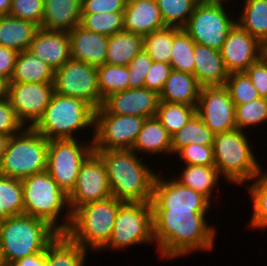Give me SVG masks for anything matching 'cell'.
Here are the masks:
<instances>
[{"mask_svg": "<svg viewBox=\"0 0 267 266\" xmlns=\"http://www.w3.org/2000/svg\"><path fill=\"white\" fill-rule=\"evenodd\" d=\"M262 169L254 176L247 189L253 206V214L250 219V227L254 229L267 228V171Z\"/></svg>", "mask_w": 267, "mask_h": 266, "instance_id": "35", "label": "cell"}, {"mask_svg": "<svg viewBox=\"0 0 267 266\" xmlns=\"http://www.w3.org/2000/svg\"><path fill=\"white\" fill-rule=\"evenodd\" d=\"M153 243L152 207L150 202H123L118 210L108 248L117 250L137 244Z\"/></svg>", "mask_w": 267, "mask_h": 266, "instance_id": "10", "label": "cell"}, {"mask_svg": "<svg viewBox=\"0 0 267 266\" xmlns=\"http://www.w3.org/2000/svg\"><path fill=\"white\" fill-rule=\"evenodd\" d=\"M24 214L22 181L0 175V220Z\"/></svg>", "mask_w": 267, "mask_h": 266, "instance_id": "34", "label": "cell"}, {"mask_svg": "<svg viewBox=\"0 0 267 266\" xmlns=\"http://www.w3.org/2000/svg\"><path fill=\"white\" fill-rule=\"evenodd\" d=\"M196 114L214 134L237 129L235 104L224 85L201 87Z\"/></svg>", "mask_w": 267, "mask_h": 266, "instance_id": "17", "label": "cell"}, {"mask_svg": "<svg viewBox=\"0 0 267 266\" xmlns=\"http://www.w3.org/2000/svg\"><path fill=\"white\" fill-rule=\"evenodd\" d=\"M95 109L87 102L54 93L42 118L33 127L48 140L76 139L75 132L93 130Z\"/></svg>", "mask_w": 267, "mask_h": 266, "instance_id": "4", "label": "cell"}, {"mask_svg": "<svg viewBox=\"0 0 267 266\" xmlns=\"http://www.w3.org/2000/svg\"><path fill=\"white\" fill-rule=\"evenodd\" d=\"M123 202L108 199L80 206L73 214L66 234L84 249L100 251L109 241Z\"/></svg>", "mask_w": 267, "mask_h": 266, "instance_id": "5", "label": "cell"}, {"mask_svg": "<svg viewBox=\"0 0 267 266\" xmlns=\"http://www.w3.org/2000/svg\"><path fill=\"white\" fill-rule=\"evenodd\" d=\"M40 28L70 32L81 21V0H44Z\"/></svg>", "mask_w": 267, "mask_h": 266, "instance_id": "24", "label": "cell"}, {"mask_svg": "<svg viewBox=\"0 0 267 266\" xmlns=\"http://www.w3.org/2000/svg\"><path fill=\"white\" fill-rule=\"evenodd\" d=\"M102 159L112 197L122 202H151L156 177L131 149L94 150Z\"/></svg>", "mask_w": 267, "mask_h": 266, "instance_id": "2", "label": "cell"}, {"mask_svg": "<svg viewBox=\"0 0 267 266\" xmlns=\"http://www.w3.org/2000/svg\"><path fill=\"white\" fill-rule=\"evenodd\" d=\"M176 154L185 165L215 166L213 145L190 144Z\"/></svg>", "mask_w": 267, "mask_h": 266, "instance_id": "45", "label": "cell"}, {"mask_svg": "<svg viewBox=\"0 0 267 266\" xmlns=\"http://www.w3.org/2000/svg\"><path fill=\"white\" fill-rule=\"evenodd\" d=\"M55 93L81 99L95 110L101 107L97 67L69 59L54 74Z\"/></svg>", "mask_w": 267, "mask_h": 266, "instance_id": "13", "label": "cell"}, {"mask_svg": "<svg viewBox=\"0 0 267 266\" xmlns=\"http://www.w3.org/2000/svg\"><path fill=\"white\" fill-rule=\"evenodd\" d=\"M200 89L194 75L172 70L159 94V101L197 106Z\"/></svg>", "mask_w": 267, "mask_h": 266, "instance_id": "25", "label": "cell"}, {"mask_svg": "<svg viewBox=\"0 0 267 266\" xmlns=\"http://www.w3.org/2000/svg\"><path fill=\"white\" fill-rule=\"evenodd\" d=\"M54 69L28 50L18 52L9 83L54 82Z\"/></svg>", "mask_w": 267, "mask_h": 266, "instance_id": "28", "label": "cell"}, {"mask_svg": "<svg viewBox=\"0 0 267 266\" xmlns=\"http://www.w3.org/2000/svg\"><path fill=\"white\" fill-rule=\"evenodd\" d=\"M195 114L196 106L159 101L156 118L173 135Z\"/></svg>", "mask_w": 267, "mask_h": 266, "instance_id": "39", "label": "cell"}, {"mask_svg": "<svg viewBox=\"0 0 267 266\" xmlns=\"http://www.w3.org/2000/svg\"><path fill=\"white\" fill-rule=\"evenodd\" d=\"M8 139H9V137L0 135V165L2 162L3 154L5 152Z\"/></svg>", "mask_w": 267, "mask_h": 266, "instance_id": "55", "label": "cell"}, {"mask_svg": "<svg viewBox=\"0 0 267 266\" xmlns=\"http://www.w3.org/2000/svg\"><path fill=\"white\" fill-rule=\"evenodd\" d=\"M17 55V51L0 45V75L8 81L13 74Z\"/></svg>", "mask_w": 267, "mask_h": 266, "instance_id": "51", "label": "cell"}, {"mask_svg": "<svg viewBox=\"0 0 267 266\" xmlns=\"http://www.w3.org/2000/svg\"><path fill=\"white\" fill-rule=\"evenodd\" d=\"M88 250L73 241L66 233H59L46 247V266H85Z\"/></svg>", "mask_w": 267, "mask_h": 266, "instance_id": "27", "label": "cell"}, {"mask_svg": "<svg viewBox=\"0 0 267 266\" xmlns=\"http://www.w3.org/2000/svg\"><path fill=\"white\" fill-rule=\"evenodd\" d=\"M261 57L267 61V39L261 43Z\"/></svg>", "mask_w": 267, "mask_h": 266, "instance_id": "57", "label": "cell"}, {"mask_svg": "<svg viewBox=\"0 0 267 266\" xmlns=\"http://www.w3.org/2000/svg\"><path fill=\"white\" fill-rule=\"evenodd\" d=\"M44 0H12L10 16L36 24L39 28L43 19Z\"/></svg>", "mask_w": 267, "mask_h": 266, "instance_id": "44", "label": "cell"}, {"mask_svg": "<svg viewBox=\"0 0 267 266\" xmlns=\"http://www.w3.org/2000/svg\"><path fill=\"white\" fill-rule=\"evenodd\" d=\"M25 127L20 122L11 106L9 99H0V135L10 137L22 131Z\"/></svg>", "mask_w": 267, "mask_h": 266, "instance_id": "47", "label": "cell"}, {"mask_svg": "<svg viewBox=\"0 0 267 266\" xmlns=\"http://www.w3.org/2000/svg\"><path fill=\"white\" fill-rule=\"evenodd\" d=\"M220 54L229 74L245 72L261 57V43L236 23L229 31Z\"/></svg>", "mask_w": 267, "mask_h": 266, "instance_id": "19", "label": "cell"}, {"mask_svg": "<svg viewBox=\"0 0 267 266\" xmlns=\"http://www.w3.org/2000/svg\"><path fill=\"white\" fill-rule=\"evenodd\" d=\"M215 167L232 184L249 183L262 169L252 151L245 130L234 129L214 135Z\"/></svg>", "mask_w": 267, "mask_h": 266, "instance_id": "6", "label": "cell"}, {"mask_svg": "<svg viewBox=\"0 0 267 266\" xmlns=\"http://www.w3.org/2000/svg\"><path fill=\"white\" fill-rule=\"evenodd\" d=\"M195 41L180 28L173 36L170 64L172 70L194 75V47Z\"/></svg>", "mask_w": 267, "mask_h": 266, "instance_id": "36", "label": "cell"}, {"mask_svg": "<svg viewBox=\"0 0 267 266\" xmlns=\"http://www.w3.org/2000/svg\"><path fill=\"white\" fill-rule=\"evenodd\" d=\"M167 27L184 28L197 4L196 0H156Z\"/></svg>", "mask_w": 267, "mask_h": 266, "instance_id": "41", "label": "cell"}, {"mask_svg": "<svg viewBox=\"0 0 267 266\" xmlns=\"http://www.w3.org/2000/svg\"><path fill=\"white\" fill-rule=\"evenodd\" d=\"M261 98L267 99V61L260 57L245 71Z\"/></svg>", "mask_w": 267, "mask_h": 266, "instance_id": "49", "label": "cell"}, {"mask_svg": "<svg viewBox=\"0 0 267 266\" xmlns=\"http://www.w3.org/2000/svg\"><path fill=\"white\" fill-rule=\"evenodd\" d=\"M224 86L235 106L260 98L258 91L245 72L230 73Z\"/></svg>", "mask_w": 267, "mask_h": 266, "instance_id": "43", "label": "cell"}, {"mask_svg": "<svg viewBox=\"0 0 267 266\" xmlns=\"http://www.w3.org/2000/svg\"><path fill=\"white\" fill-rule=\"evenodd\" d=\"M179 178L175 180L188 188L201 192L210 201L213 194L212 191L218 187L219 170L215 166L185 165Z\"/></svg>", "mask_w": 267, "mask_h": 266, "instance_id": "31", "label": "cell"}, {"mask_svg": "<svg viewBox=\"0 0 267 266\" xmlns=\"http://www.w3.org/2000/svg\"><path fill=\"white\" fill-rule=\"evenodd\" d=\"M243 3L236 23L262 43L267 39V0H245Z\"/></svg>", "mask_w": 267, "mask_h": 266, "instance_id": "32", "label": "cell"}, {"mask_svg": "<svg viewBox=\"0 0 267 266\" xmlns=\"http://www.w3.org/2000/svg\"><path fill=\"white\" fill-rule=\"evenodd\" d=\"M236 127L239 130L256 127L267 120V99L258 98L235 106Z\"/></svg>", "mask_w": 267, "mask_h": 266, "instance_id": "42", "label": "cell"}, {"mask_svg": "<svg viewBox=\"0 0 267 266\" xmlns=\"http://www.w3.org/2000/svg\"><path fill=\"white\" fill-rule=\"evenodd\" d=\"M198 3L201 4H211V5H224V3H228L229 0H196Z\"/></svg>", "mask_w": 267, "mask_h": 266, "instance_id": "56", "label": "cell"}, {"mask_svg": "<svg viewBox=\"0 0 267 266\" xmlns=\"http://www.w3.org/2000/svg\"><path fill=\"white\" fill-rule=\"evenodd\" d=\"M9 81L0 75V99L6 98L8 94Z\"/></svg>", "mask_w": 267, "mask_h": 266, "instance_id": "53", "label": "cell"}, {"mask_svg": "<svg viewBox=\"0 0 267 266\" xmlns=\"http://www.w3.org/2000/svg\"><path fill=\"white\" fill-rule=\"evenodd\" d=\"M21 181L24 214L44 220L58 233H64V222L57 221L64 207H69L68 195L59 188L47 171L30 175Z\"/></svg>", "mask_w": 267, "mask_h": 266, "instance_id": "8", "label": "cell"}, {"mask_svg": "<svg viewBox=\"0 0 267 266\" xmlns=\"http://www.w3.org/2000/svg\"><path fill=\"white\" fill-rule=\"evenodd\" d=\"M207 212L152 211L153 237L164 258H179L196 250L214 248L216 229L208 225Z\"/></svg>", "mask_w": 267, "mask_h": 266, "instance_id": "1", "label": "cell"}, {"mask_svg": "<svg viewBox=\"0 0 267 266\" xmlns=\"http://www.w3.org/2000/svg\"><path fill=\"white\" fill-rule=\"evenodd\" d=\"M93 152L92 140L83 143L77 139L49 140L46 171L69 195L76 185L82 164Z\"/></svg>", "mask_w": 267, "mask_h": 266, "instance_id": "9", "label": "cell"}, {"mask_svg": "<svg viewBox=\"0 0 267 266\" xmlns=\"http://www.w3.org/2000/svg\"><path fill=\"white\" fill-rule=\"evenodd\" d=\"M145 119L132 115L95 114L94 150L132 149Z\"/></svg>", "mask_w": 267, "mask_h": 266, "instance_id": "14", "label": "cell"}, {"mask_svg": "<svg viewBox=\"0 0 267 266\" xmlns=\"http://www.w3.org/2000/svg\"><path fill=\"white\" fill-rule=\"evenodd\" d=\"M172 135L155 117L146 118L131 150L136 154H172ZM139 151V152H138Z\"/></svg>", "mask_w": 267, "mask_h": 266, "instance_id": "26", "label": "cell"}, {"mask_svg": "<svg viewBox=\"0 0 267 266\" xmlns=\"http://www.w3.org/2000/svg\"><path fill=\"white\" fill-rule=\"evenodd\" d=\"M12 0H0V16L8 15Z\"/></svg>", "mask_w": 267, "mask_h": 266, "instance_id": "54", "label": "cell"}, {"mask_svg": "<svg viewBox=\"0 0 267 266\" xmlns=\"http://www.w3.org/2000/svg\"><path fill=\"white\" fill-rule=\"evenodd\" d=\"M4 263H6V262H5V259H4V256H3L2 245H1V242H0V265L4 264Z\"/></svg>", "mask_w": 267, "mask_h": 266, "instance_id": "58", "label": "cell"}, {"mask_svg": "<svg viewBox=\"0 0 267 266\" xmlns=\"http://www.w3.org/2000/svg\"><path fill=\"white\" fill-rule=\"evenodd\" d=\"M143 49V36L120 31L108 37L105 64L127 66Z\"/></svg>", "mask_w": 267, "mask_h": 266, "instance_id": "30", "label": "cell"}, {"mask_svg": "<svg viewBox=\"0 0 267 266\" xmlns=\"http://www.w3.org/2000/svg\"><path fill=\"white\" fill-rule=\"evenodd\" d=\"M152 59L142 49L127 65L129 71L128 89H140L145 87V77L152 66Z\"/></svg>", "mask_w": 267, "mask_h": 266, "instance_id": "46", "label": "cell"}, {"mask_svg": "<svg viewBox=\"0 0 267 266\" xmlns=\"http://www.w3.org/2000/svg\"><path fill=\"white\" fill-rule=\"evenodd\" d=\"M194 76L201 87L223 86L229 72L226 69L220 51L195 43Z\"/></svg>", "mask_w": 267, "mask_h": 266, "instance_id": "23", "label": "cell"}, {"mask_svg": "<svg viewBox=\"0 0 267 266\" xmlns=\"http://www.w3.org/2000/svg\"><path fill=\"white\" fill-rule=\"evenodd\" d=\"M39 27L10 15L0 16V45L17 52L28 50Z\"/></svg>", "mask_w": 267, "mask_h": 266, "instance_id": "29", "label": "cell"}, {"mask_svg": "<svg viewBox=\"0 0 267 266\" xmlns=\"http://www.w3.org/2000/svg\"><path fill=\"white\" fill-rule=\"evenodd\" d=\"M171 71V64L153 61L145 77V88L155 91L159 95Z\"/></svg>", "mask_w": 267, "mask_h": 266, "instance_id": "48", "label": "cell"}, {"mask_svg": "<svg viewBox=\"0 0 267 266\" xmlns=\"http://www.w3.org/2000/svg\"><path fill=\"white\" fill-rule=\"evenodd\" d=\"M124 12L81 13L80 25L91 32L111 36L124 29Z\"/></svg>", "mask_w": 267, "mask_h": 266, "instance_id": "40", "label": "cell"}, {"mask_svg": "<svg viewBox=\"0 0 267 266\" xmlns=\"http://www.w3.org/2000/svg\"><path fill=\"white\" fill-rule=\"evenodd\" d=\"M71 59L99 67L105 64L108 37L91 32L80 24L68 32Z\"/></svg>", "mask_w": 267, "mask_h": 266, "instance_id": "21", "label": "cell"}, {"mask_svg": "<svg viewBox=\"0 0 267 266\" xmlns=\"http://www.w3.org/2000/svg\"><path fill=\"white\" fill-rule=\"evenodd\" d=\"M152 211L208 212L210 200L201 192L156 174L151 199Z\"/></svg>", "mask_w": 267, "mask_h": 266, "instance_id": "15", "label": "cell"}, {"mask_svg": "<svg viewBox=\"0 0 267 266\" xmlns=\"http://www.w3.org/2000/svg\"><path fill=\"white\" fill-rule=\"evenodd\" d=\"M224 7L197 2L183 29L197 44L220 51L229 31L236 24Z\"/></svg>", "mask_w": 267, "mask_h": 266, "instance_id": "12", "label": "cell"}, {"mask_svg": "<svg viewBox=\"0 0 267 266\" xmlns=\"http://www.w3.org/2000/svg\"><path fill=\"white\" fill-rule=\"evenodd\" d=\"M49 140L34 128L25 127L9 137L0 165V175L22 180L46 171Z\"/></svg>", "mask_w": 267, "mask_h": 266, "instance_id": "7", "label": "cell"}, {"mask_svg": "<svg viewBox=\"0 0 267 266\" xmlns=\"http://www.w3.org/2000/svg\"><path fill=\"white\" fill-rule=\"evenodd\" d=\"M127 0H81V13L124 12Z\"/></svg>", "mask_w": 267, "mask_h": 266, "instance_id": "50", "label": "cell"}, {"mask_svg": "<svg viewBox=\"0 0 267 266\" xmlns=\"http://www.w3.org/2000/svg\"><path fill=\"white\" fill-rule=\"evenodd\" d=\"M129 71L127 66L103 64L97 67L98 89L103 100L109 95L128 89Z\"/></svg>", "mask_w": 267, "mask_h": 266, "instance_id": "38", "label": "cell"}, {"mask_svg": "<svg viewBox=\"0 0 267 266\" xmlns=\"http://www.w3.org/2000/svg\"><path fill=\"white\" fill-rule=\"evenodd\" d=\"M112 197L107 171L102 159L93 152L82 164L76 185L68 195L69 210L64 221V233L67 232L72 220V214L83 205L102 201Z\"/></svg>", "mask_w": 267, "mask_h": 266, "instance_id": "11", "label": "cell"}, {"mask_svg": "<svg viewBox=\"0 0 267 266\" xmlns=\"http://www.w3.org/2000/svg\"><path fill=\"white\" fill-rule=\"evenodd\" d=\"M124 31L145 36L165 26L156 0H127Z\"/></svg>", "mask_w": 267, "mask_h": 266, "instance_id": "22", "label": "cell"}, {"mask_svg": "<svg viewBox=\"0 0 267 266\" xmlns=\"http://www.w3.org/2000/svg\"><path fill=\"white\" fill-rule=\"evenodd\" d=\"M28 51L46 62L55 71L71 58L68 32L47 31L39 28Z\"/></svg>", "mask_w": 267, "mask_h": 266, "instance_id": "20", "label": "cell"}, {"mask_svg": "<svg viewBox=\"0 0 267 266\" xmlns=\"http://www.w3.org/2000/svg\"><path fill=\"white\" fill-rule=\"evenodd\" d=\"M159 95L148 88L127 89L106 97L95 114L132 115L144 118L156 116Z\"/></svg>", "mask_w": 267, "mask_h": 266, "instance_id": "18", "label": "cell"}, {"mask_svg": "<svg viewBox=\"0 0 267 266\" xmlns=\"http://www.w3.org/2000/svg\"><path fill=\"white\" fill-rule=\"evenodd\" d=\"M54 93L53 82L9 83L7 98L23 126L33 128L42 118Z\"/></svg>", "mask_w": 267, "mask_h": 266, "instance_id": "16", "label": "cell"}, {"mask_svg": "<svg viewBox=\"0 0 267 266\" xmlns=\"http://www.w3.org/2000/svg\"><path fill=\"white\" fill-rule=\"evenodd\" d=\"M179 29L166 26L143 36V49L152 61L170 64L173 36Z\"/></svg>", "mask_w": 267, "mask_h": 266, "instance_id": "37", "label": "cell"}, {"mask_svg": "<svg viewBox=\"0 0 267 266\" xmlns=\"http://www.w3.org/2000/svg\"><path fill=\"white\" fill-rule=\"evenodd\" d=\"M0 266H12V265L8 263H4V264H1Z\"/></svg>", "mask_w": 267, "mask_h": 266, "instance_id": "59", "label": "cell"}, {"mask_svg": "<svg viewBox=\"0 0 267 266\" xmlns=\"http://www.w3.org/2000/svg\"><path fill=\"white\" fill-rule=\"evenodd\" d=\"M59 233L46 221L21 214L0 220V242L5 262L41 253Z\"/></svg>", "mask_w": 267, "mask_h": 266, "instance_id": "3", "label": "cell"}, {"mask_svg": "<svg viewBox=\"0 0 267 266\" xmlns=\"http://www.w3.org/2000/svg\"><path fill=\"white\" fill-rule=\"evenodd\" d=\"M12 266H46L45 251L21 258Z\"/></svg>", "mask_w": 267, "mask_h": 266, "instance_id": "52", "label": "cell"}, {"mask_svg": "<svg viewBox=\"0 0 267 266\" xmlns=\"http://www.w3.org/2000/svg\"><path fill=\"white\" fill-rule=\"evenodd\" d=\"M214 133L195 114L179 131L172 135V155L190 144L213 145Z\"/></svg>", "mask_w": 267, "mask_h": 266, "instance_id": "33", "label": "cell"}]
</instances>
